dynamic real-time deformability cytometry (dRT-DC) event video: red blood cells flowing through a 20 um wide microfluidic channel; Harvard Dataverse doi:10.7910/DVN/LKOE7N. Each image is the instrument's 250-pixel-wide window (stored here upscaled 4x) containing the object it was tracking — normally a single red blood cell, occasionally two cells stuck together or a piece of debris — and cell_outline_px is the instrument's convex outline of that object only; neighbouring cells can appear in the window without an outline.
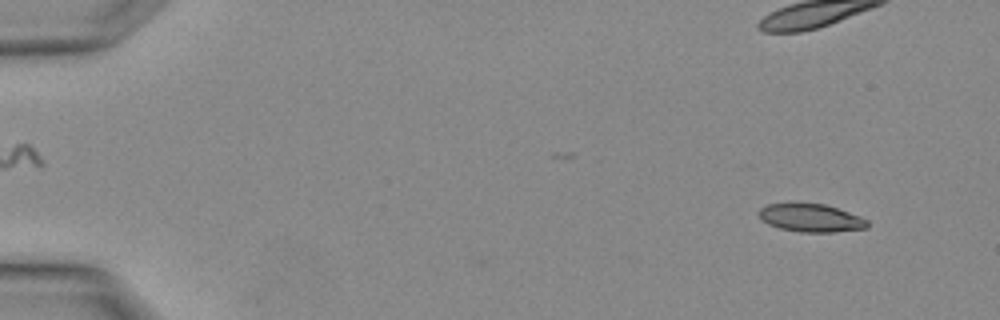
{"species": "Egyptian fruit bat (a non-hibernating species)", "species_latin": "Rousettus aegyptiacus", "temperature_condition": "warm", "stored_images_in_passage": 4, "segment_of_instrument_passage": [2, 2], "camera_frame_rate_fps": 3000, "um_per_image_px": 0.085, "animal": {"sex": "female"}, "frame": {"image": 1, "passage_image": 4, "time_ms": 1.0, "image_size_px": [1000, 320], "cell_outline_px": [[868, 228], [836, 232], [800, 232], [780, 228], [768, 224], [760, 216], [760, 208], [768, 204], [824, 204], [860, 216], [868, 220]], "centroid_in_image_um": [68.98, 18.54], "position_along_channel_um": 16.0, "area_um2": 17.4}}